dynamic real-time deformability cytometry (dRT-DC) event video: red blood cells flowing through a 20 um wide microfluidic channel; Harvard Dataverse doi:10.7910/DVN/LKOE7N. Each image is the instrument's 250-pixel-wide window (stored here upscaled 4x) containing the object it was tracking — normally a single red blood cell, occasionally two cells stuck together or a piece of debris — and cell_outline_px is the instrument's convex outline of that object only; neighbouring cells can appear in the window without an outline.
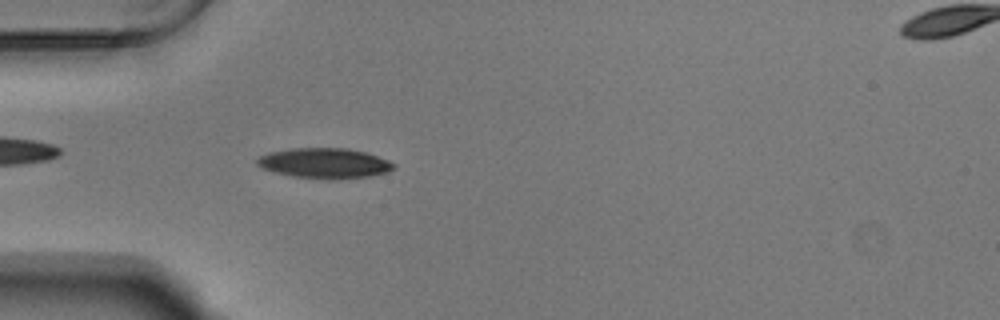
{"species": "Egyptian fruit bat (a non-hibernating species)", "species_latin": "Rousettus aegyptiacus", "temperature_condition": "warm", "stored_images_in_passage": 54, "camera_frame_rate_fps": 3000, "um_per_image_px": 0.085, "animal": {"sex": "male"}, "frame": {"image": 1, "passage_image": 16, "time_ms": 5.0, "image_size_px": [1000, 320], "cell_outline_px": [[396, 164], [388, 172], [368, 176], [336, 180], [292, 176], [276, 172], [264, 168], [256, 164], [256, 160], [260, 156], [268, 152], [292, 148], [348, 148], [364, 152], [388, 160]], "centroid_in_image_um": [27.58, 13.87], "position_along_channel_um": 57.4, "area_um2": 23.93}}
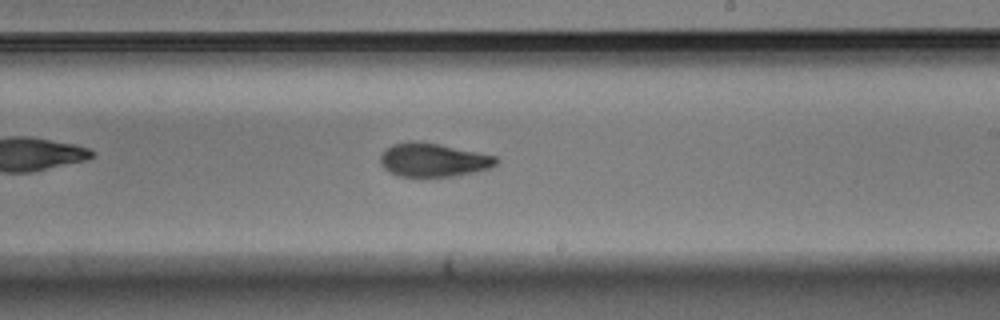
{"frame": {"image": 2, "passage_image": 32, "time_ms": 10.333, "image_size_px": [1000, 320], "cell_outline_px": [[500, 160], [492, 168], [476, 172], [456, 176], [400, 176], [388, 172], [380, 164], [380, 156], [392, 144], [408, 140], [416, 140], [440, 144], [496, 156]], "centroid_in_image_um": [36.84, 13.59], "position_along_channel_um": 252.2, "area_um2": 22.89}}
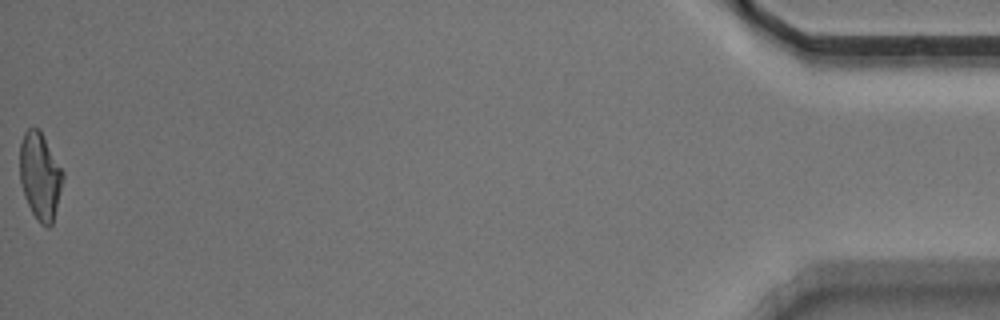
{"frame": {"image": 3, "passage_image": 54, "time_ms": 17.667, "image_size_px": [1000, 320], "cell_outline_px": [[64, 176], [52, 224], [48, 228], [40, 224], [32, 212], [24, 196], [20, 184], [20, 144], [24, 132], [28, 128], [40, 128], [64, 172]], "centroid_in_image_um": [3.4, 14.94], "position_along_channel_um": 431.8, "area_um2": 21.96}, "authors_computed_cell_mechanics": {"area_um2": 22.5131, "velocity_mm_per_s": 3.7486, "shape_relaxation_time_tau1_ms": 4.4789, "shape_relaxation_time_tau2_ms": 2.5766, "deformation_change_tau1": 0.1768, "deformation_change_tau2": 0.0956}}